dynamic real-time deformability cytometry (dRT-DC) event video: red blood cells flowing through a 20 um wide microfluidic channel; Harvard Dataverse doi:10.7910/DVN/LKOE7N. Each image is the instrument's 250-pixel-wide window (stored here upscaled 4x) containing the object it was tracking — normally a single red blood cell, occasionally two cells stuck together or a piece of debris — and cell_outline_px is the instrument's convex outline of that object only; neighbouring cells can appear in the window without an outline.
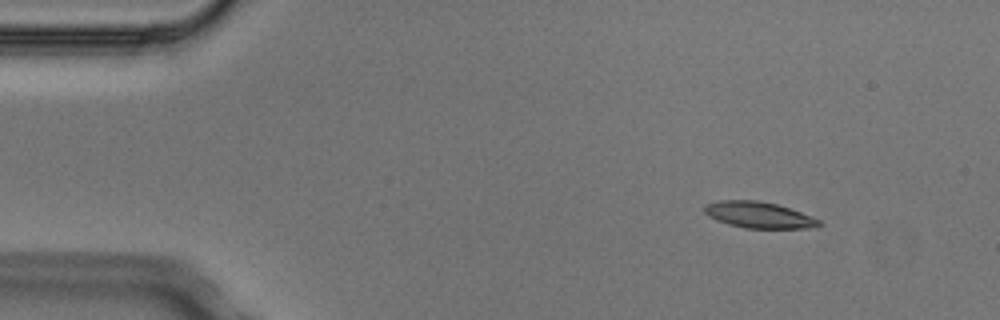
{"species": "Egyptian fruit bat (a non-hibernating species)", "species_latin": "Rousettus aegyptiacus", "temperature_condition": "cold", "stored_images_in_passage": 3, "camera_frame_rate_fps": 3000, "um_per_image_px": 0.085, "animal": {"sex": "male"}, "frame": {"image": 1, "passage_image": 1, "time_ms": 0.0, "image_size_px": [1000, 320], "cell_outline_px": [[824, 224], [816, 228], [744, 228], [728, 224], [716, 220], [708, 216], [704, 212], [704, 204], [720, 200], [756, 200], [776, 204], [800, 212], [820, 220]], "centroid_in_image_um": [64.49, 18.27], "position_along_channel_um": 20.5, "area_um2": 17.57}}